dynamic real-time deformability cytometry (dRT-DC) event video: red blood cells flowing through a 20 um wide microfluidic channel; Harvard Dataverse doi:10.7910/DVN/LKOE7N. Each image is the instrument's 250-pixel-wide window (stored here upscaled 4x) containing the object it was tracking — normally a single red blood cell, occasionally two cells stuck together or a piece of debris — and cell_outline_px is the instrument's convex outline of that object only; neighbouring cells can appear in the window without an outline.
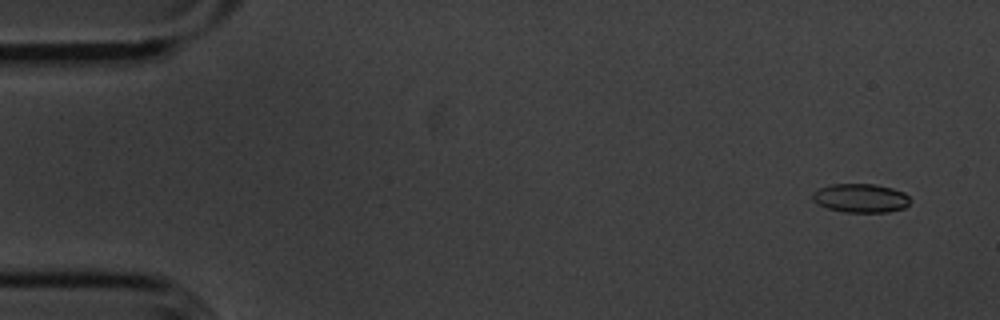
{"species": "common noctule bat (a hibernating species)", "species_latin": "Nyctalus noctula", "temperature_condition": "cold", "stored_images_in_passage": 55, "camera_frame_rate_fps": 3000, "um_per_image_px": 0.085, "animal": {"sex": "male", "body_mass_g": 20.1, "forearm_length_mm": 53.5}, "frame": {"image": 1, "passage_image": 3, "time_ms": 0.667, "image_size_px": [1000, 320], "cell_outline_px": [[908, 204], [904, 208], [888, 212], [844, 212], [828, 208], [812, 200], [812, 192], [820, 188], [832, 184], [876, 184], [892, 188], [904, 192], [908, 196]], "centroid_in_image_um": [73.15, 16.83], "position_along_channel_um": 11.9, "area_um2": 16.3}}
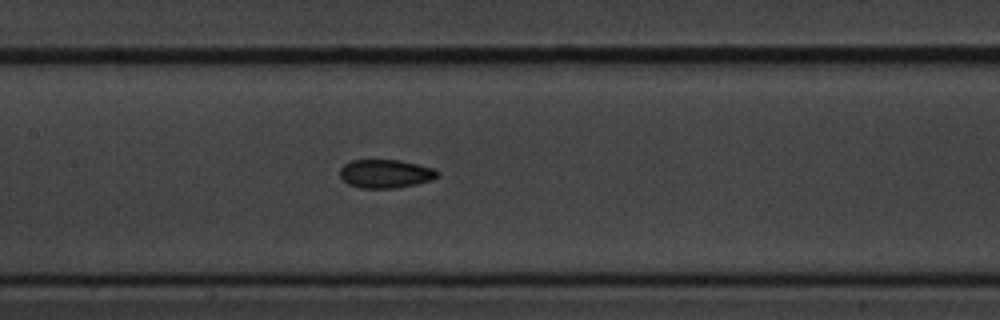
{"frame": {"image": 2, "passage_image": 26, "time_ms": 8.333, "image_size_px": [1000, 320], "cell_outline_px": [[440, 176], [432, 180], [416, 184], [396, 188], [360, 188], [348, 184], [340, 176], [340, 168], [344, 164], [352, 160], [400, 160], [432, 168], [440, 172]], "centroid_in_image_um": [32.78, 14.77], "position_along_channel_um": 174.6, "area_um2": 16.24}}
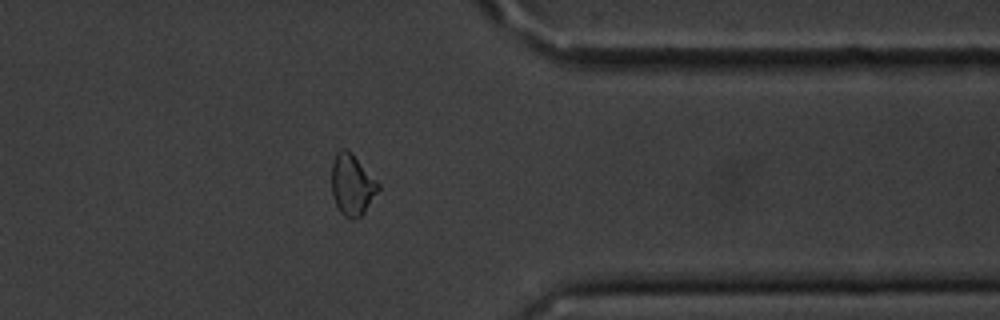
{"frame": {"image": 3, "passage_image": 44, "time_ms": 14.333, "image_size_px": [1000, 320], "cell_outline_px": [[380, 188], [364, 212], [360, 216], [352, 220], [344, 216], [340, 212], [332, 196], [332, 164], [336, 152], [340, 148], [344, 148], [352, 152], [380, 184]], "centroid_in_image_um": [29.92, 15.69], "position_along_channel_um": 381.5, "area_um2": 16.65}, "authors_computed_cell_mechanics": {"area_um2": 16.2996, "velocity_mm_per_s": 3.6109, "shape_relaxation_time_tau1_ms": 4.6817, "shape_relaxation_time_tau2_ms": 2.3729, "deformation_change_tau1": 0.11, "deformation_change_tau2": 0.0775}}